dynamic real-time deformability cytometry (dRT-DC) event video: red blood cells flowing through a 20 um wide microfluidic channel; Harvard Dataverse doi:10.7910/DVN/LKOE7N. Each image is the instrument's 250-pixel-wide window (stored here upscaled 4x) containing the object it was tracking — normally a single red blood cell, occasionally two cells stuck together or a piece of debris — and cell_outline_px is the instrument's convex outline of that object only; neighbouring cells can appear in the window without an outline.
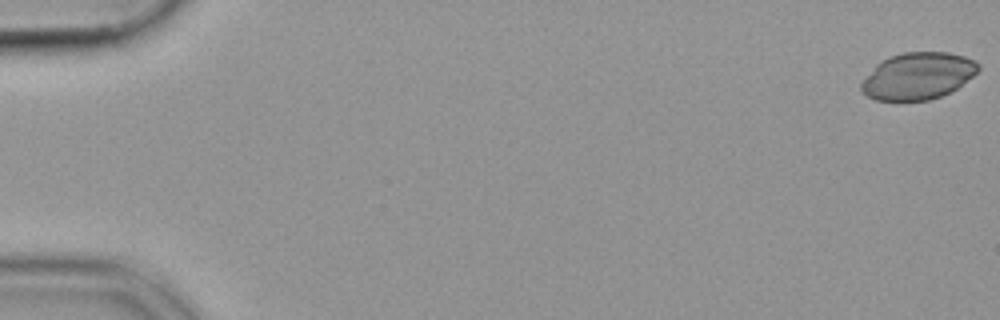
{"species": "common noctule bat (a hibernating species)", "species_latin": "Nyctalus noctula", "temperature_condition": "cold", "stored_images_in_passage": 54, "camera_frame_rate_fps": 3000, "um_per_image_px": 0.085, "animal": {"sex": "female", "body_mass_g": 19.9}, "frame": {"image": 1, "passage_image": 1, "time_ms": 0.0, "image_size_px": [1000, 320], "cell_outline_px": [[980, 68], [972, 76], [956, 88], [940, 96], [928, 100], [876, 100], [860, 92], [860, 84], [876, 64], [880, 60], [904, 52], [948, 52], [964, 56], [980, 64]], "centroid_in_image_um": [77.99, 6.45], "position_along_channel_um": 7.0, "area_um2": 31.67}}